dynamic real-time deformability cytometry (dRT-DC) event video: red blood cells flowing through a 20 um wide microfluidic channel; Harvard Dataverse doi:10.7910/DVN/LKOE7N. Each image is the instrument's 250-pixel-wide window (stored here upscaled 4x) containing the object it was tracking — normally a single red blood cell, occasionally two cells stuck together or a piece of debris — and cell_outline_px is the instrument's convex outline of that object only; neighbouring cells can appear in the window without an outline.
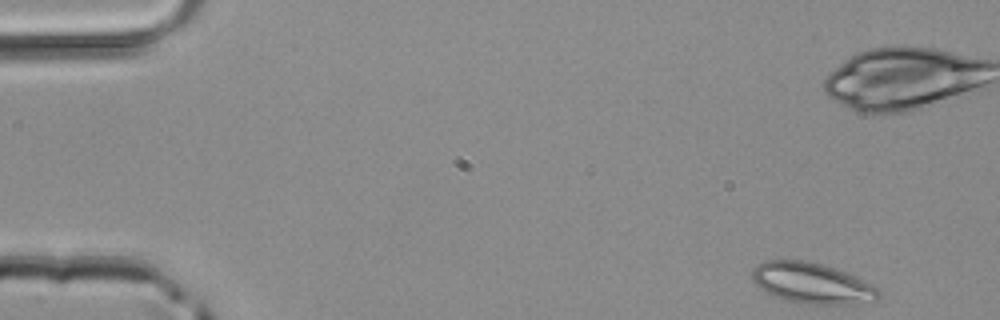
{"species": "common noctule bat (a hibernating species)", "species_latin": "Nyctalus noctula", "temperature_condition": "room temperature", "stored_images_in_passage": 46, "camera_frame_rate_fps": 3000, "um_per_image_px": 0.085, "animal": {"sex": "male", "body_mass_g": 20.4}, "frame": {"image": 1, "passage_image": 1, "time_ms": 0.0, "image_size_px": [1000, 320], "cell_outline_px": [[880, 296], [876, 300], [852, 304], [808, 304], [780, 300], [764, 292], [752, 280], [752, 268], [756, 264], [764, 260], [804, 260], [824, 264], [836, 268], [876, 288], [880, 292]], "centroid_in_image_um": [68.92, 24.07], "position_along_channel_um": 16.1, "area_um2": 30.11}}